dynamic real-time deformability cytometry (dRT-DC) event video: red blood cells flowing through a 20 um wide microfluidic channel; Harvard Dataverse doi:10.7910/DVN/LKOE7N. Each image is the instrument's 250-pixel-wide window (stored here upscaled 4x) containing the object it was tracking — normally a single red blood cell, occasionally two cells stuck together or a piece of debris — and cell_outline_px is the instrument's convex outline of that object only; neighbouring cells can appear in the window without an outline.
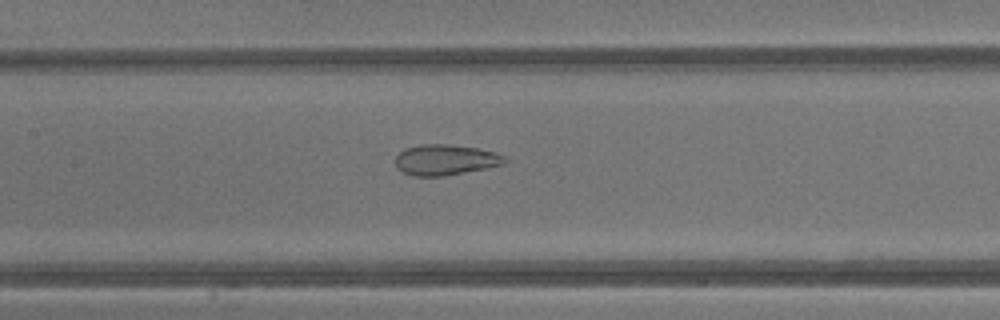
{"species": "common noctule bat (a hibernating species)", "species_latin": "Nyctalus noctula", "temperature_condition": "warm", "stored_images_in_passage": 36, "camera_frame_rate_fps": 3000, "um_per_image_px": 0.085, "animal": {"sex": "male", "body_mass_g": 13.3}, "frame": {"image": 1, "passage_image": 21, "time_ms": 6.667, "image_size_px": [1000, 320], "cell_outline_px": [[508, 160], [504, 164], [488, 168], [444, 176], [412, 176], [400, 172], [396, 168], [396, 156], [404, 148], [420, 144], [448, 144], [476, 148], [496, 152], [504, 156]], "centroid_in_image_um": [37.84, 13.59], "position_along_channel_um": 169.6, "area_um2": 19.77}}
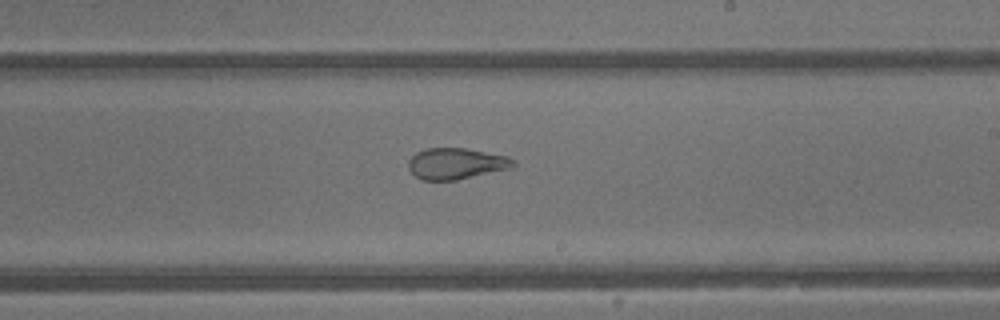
{"frame": {"image": 2, "passage_image": 26, "time_ms": 8.333, "image_size_px": [1000, 320], "cell_outline_px": [[516, 164], [512, 168], [456, 180], [424, 180], [416, 176], [408, 168], [408, 160], [416, 152], [424, 148], [464, 148], [508, 156]], "centroid_in_image_um": [38.76, 13.9], "position_along_channel_um": 250.2, "area_um2": 19.02}}
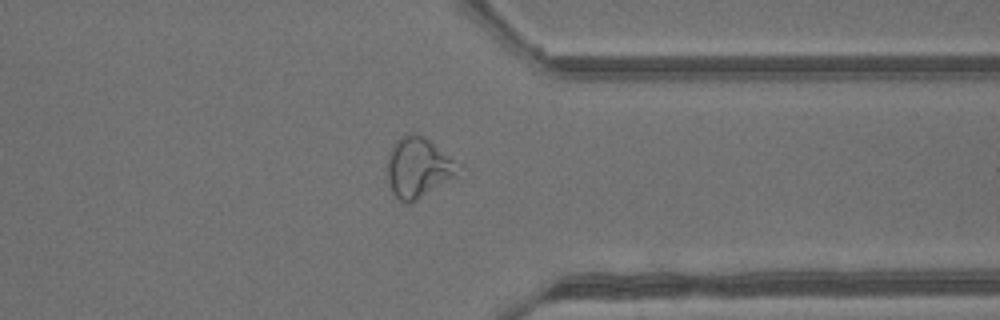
{"frame": {"image": 3, "passage_image": 34, "time_ms": 11.0, "image_size_px": [1000, 320], "cell_outline_px": [[464, 164], [456, 176], [412, 204], [404, 204], [392, 192], [388, 180], [388, 156], [396, 140], [400, 136], [424, 136]], "centroid_in_image_um": [35.62, 14.28], "position_along_channel_um": 375.8, "area_um2": 25.09}}